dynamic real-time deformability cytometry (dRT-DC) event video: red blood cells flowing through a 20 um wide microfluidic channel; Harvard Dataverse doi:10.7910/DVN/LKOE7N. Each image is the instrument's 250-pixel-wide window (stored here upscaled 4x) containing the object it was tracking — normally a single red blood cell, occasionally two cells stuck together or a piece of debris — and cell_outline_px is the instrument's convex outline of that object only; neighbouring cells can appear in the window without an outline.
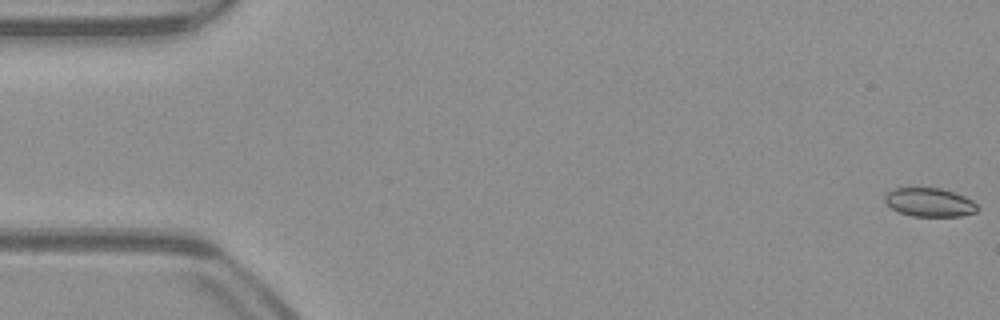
{"species": "common noctule bat (a hibernating species)", "species_latin": "Nyctalus noctula", "temperature_condition": "warm", "stored_images_in_passage": 54, "camera_frame_rate_fps": 3000, "um_per_image_px": 0.085, "animal": {"sex": "male", "body_mass_g": 23.1, "forearm_length_mm": 52.7}, "frame": {"image": 1, "passage_image": 1, "time_ms": 0.0, "image_size_px": [1000, 320], "cell_outline_px": [[980, 208], [976, 212], [960, 216], [912, 216], [900, 212], [892, 208], [884, 200], [884, 196], [888, 192], [896, 188], [940, 188], [964, 196], [972, 200]], "centroid_in_image_um": [79.03, 17.2], "position_along_channel_um": 6.0, "area_um2": 15.32}}
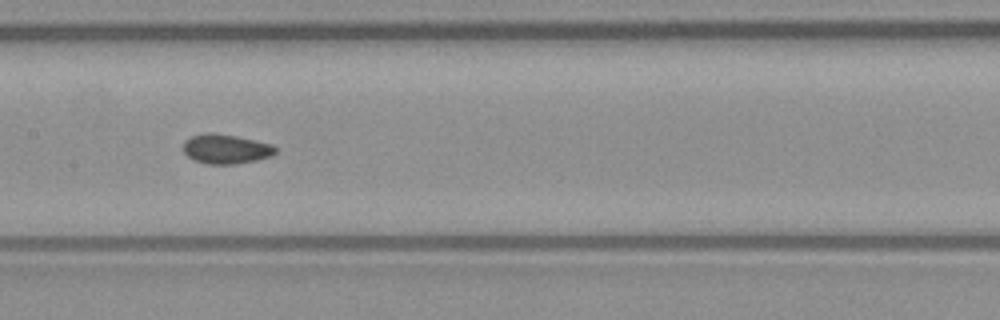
{"frame": {"image": 2, "passage_image": 26, "time_ms": 8.333, "image_size_px": [1000, 320], "cell_outline_px": [[276, 152], [272, 156], [256, 160], [236, 164], [208, 164], [192, 160], [184, 152], [184, 140], [192, 136], [204, 132], [212, 132], [236, 136], [256, 140], [272, 144], [276, 148]], "centroid_in_image_um": [19.2, 12.66], "position_along_channel_um": 188.2, "area_um2": 16.01}}
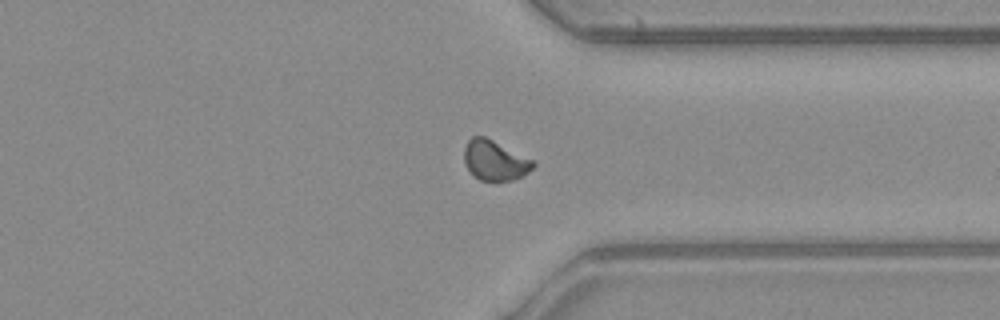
{"frame": {"image": 3, "passage_image": 40, "time_ms": 13.0, "image_size_px": [1000, 320], "cell_outline_px": [[536, 164], [528, 172], [512, 180], [480, 180], [464, 164], [464, 148], [468, 140], [472, 136], [484, 136], [536, 160]], "centroid_in_image_um": [42.08, 13.61], "position_along_channel_um": 369.3, "area_um2": 16.01}, "authors_computed_cell_mechanics": {"area_um2": 15.6638, "velocity_mm_per_s": 3.932, "shape_relaxation_time_tau1_ms": null, "shape_relaxation_time_tau2_ms": 2.3045, "deformation_change_tau1": null, "deformation_change_tau2": 0.0407}}